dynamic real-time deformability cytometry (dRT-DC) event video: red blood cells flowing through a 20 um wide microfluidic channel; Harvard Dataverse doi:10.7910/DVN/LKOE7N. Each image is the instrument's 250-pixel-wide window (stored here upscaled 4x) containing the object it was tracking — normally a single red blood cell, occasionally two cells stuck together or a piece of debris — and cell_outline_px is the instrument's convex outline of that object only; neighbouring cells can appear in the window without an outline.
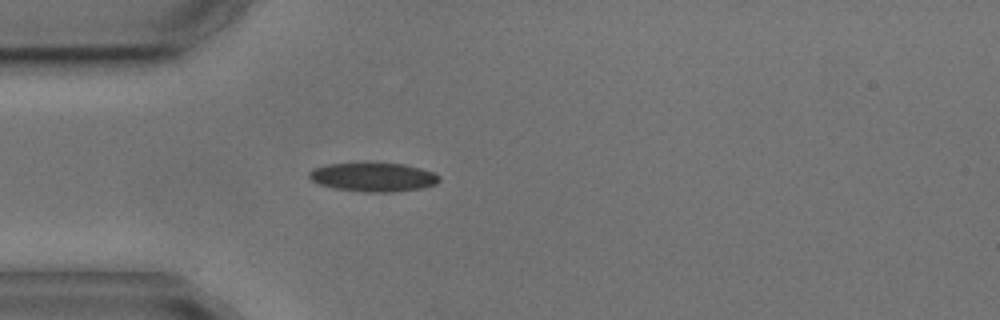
{"species": "common noctule bat (a hibernating species)", "species_latin": "Nyctalus noctula", "temperature_condition": "cold", "stored_images_in_passage": 2, "camera_frame_rate_fps": 3000, "um_per_image_px": 0.085, "animal": {"sex": "male", "body_mass_g": 17.9, "forearm_length_mm": 54.2}, "frame": {"image": 1, "passage_image": 2, "time_ms": 1.667, "image_size_px": [1000, 320], "cell_outline_px": [[440, 180], [436, 184], [424, 188], [392, 192], [364, 192], [336, 188], [320, 184], [312, 180], [308, 176], [308, 172], [312, 168], [324, 164], [356, 160], [368, 160], [404, 164], [420, 168], [432, 172], [440, 176]], "centroid_in_image_um": [31.69, 14.99], "position_along_channel_um": 53.3, "area_um2": 23.0}}